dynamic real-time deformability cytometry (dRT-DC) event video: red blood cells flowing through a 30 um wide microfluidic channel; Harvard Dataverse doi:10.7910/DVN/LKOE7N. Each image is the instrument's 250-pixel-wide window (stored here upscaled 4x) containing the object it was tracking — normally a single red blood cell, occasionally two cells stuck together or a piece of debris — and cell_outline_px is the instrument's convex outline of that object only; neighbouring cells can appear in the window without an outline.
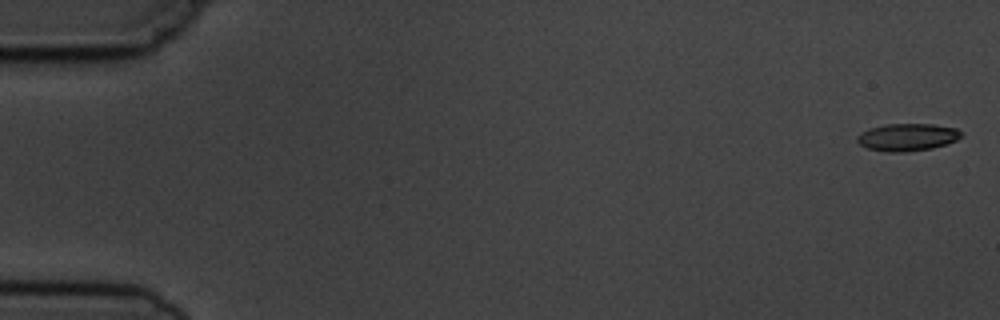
{"species": "common noctule bat (a hibernating species)", "species_latin": "Nyctalus noctula", "temperature_condition": "cold", "stored_images_in_passage": 9, "camera_frame_rate_fps": 3000, "um_per_image_px": 0.085, "animal": {"sex": "male", "body_mass_g": 19.5, "forearm_length_mm": 54.6}, "frame": {"image": 1, "passage_image": 1, "time_ms": 0.0, "image_size_px": [1000, 320], "cell_outline_px": [[960, 136], [956, 140], [932, 148], [904, 152], [888, 152], [868, 148], [860, 144], [856, 140], [856, 136], [860, 132], [868, 128], [888, 124], [932, 124], [956, 128], [960, 132]], "centroid_in_image_um": [77.06, 11.65], "position_along_channel_um": 7.9, "area_um2": 16.47}}
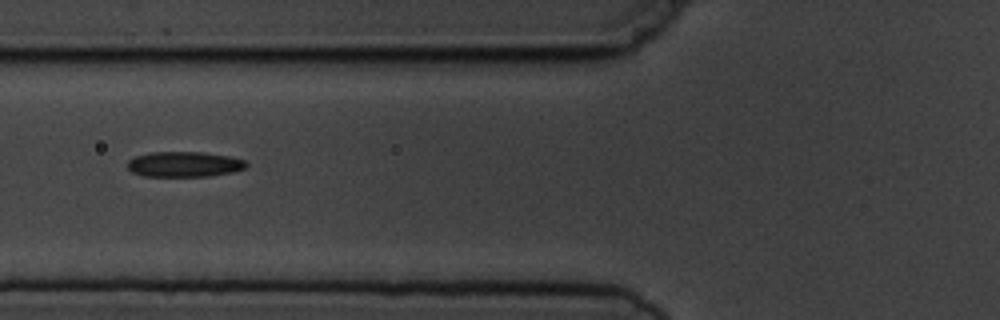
{"frame": {"image": 2, "passage_image": 6, "time_ms": 6.667, "image_size_px": [1000, 320], "cell_outline_px": [[248, 164], [244, 168], [232, 172], [208, 176], [144, 176], [132, 172], [128, 168], [128, 160], [136, 156], [152, 152], [204, 152], [232, 156], [244, 160]], "centroid_in_image_um": [15.67, 13.95], "position_along_channel_um": 110.1, "area_um2": 17.51}}
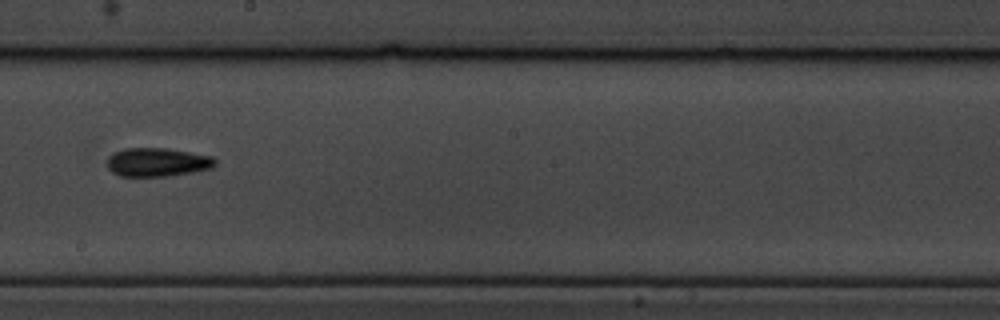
{"frame": {"image": 3, "passage_image": 9, "time_ms": 10.0, "image_size_px": [1000, 320], "cell_outline_px": [[216, 164], [212, 168], [192, 172], [168, 176], [120, 176], [112, 172], [108, 168], [108, 156], [124, 148], [164, 148], [212, 156], [216, 160]], "centroid_in_image_um": [13.37, 13.79], "position_along_channel_um": 234.8, "area_um2": 17.92}}